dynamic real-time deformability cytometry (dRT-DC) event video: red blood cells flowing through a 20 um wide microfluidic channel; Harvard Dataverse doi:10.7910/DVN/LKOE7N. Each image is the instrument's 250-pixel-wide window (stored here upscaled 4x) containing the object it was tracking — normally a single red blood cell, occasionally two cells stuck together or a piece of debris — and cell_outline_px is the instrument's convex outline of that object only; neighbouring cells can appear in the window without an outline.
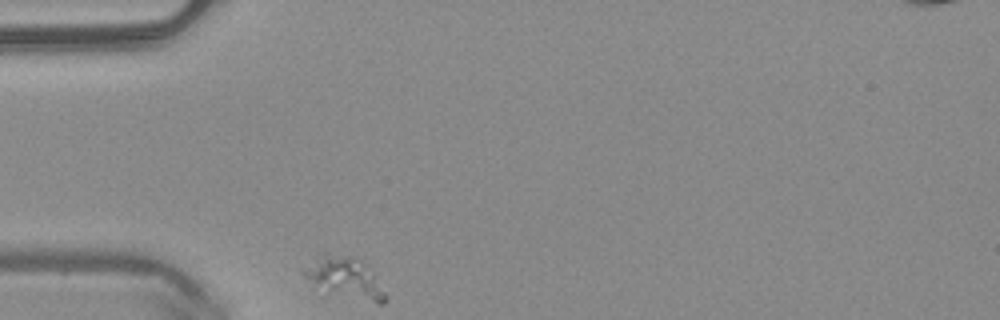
{"species": "common noctule bat (a hibernating species)", "species_latin": "Nyctalus noctula", "temperature_condition": "warm", "stored_images_in_passage": 30, "camera_frame_rate_fps": 3000, "um_per_image_px": 0.085, "animal": {"sex": "male", "body_mass_g": 20.4}, "frame": {"image": 1, "passage_image": 1, "time_ms": 0.0, "image_size_px": [1000, 320], "cell_outline_px": [[388, 296], [380, 304], [304, 276], [300, 272], [304, 268], [324, 252], [356, 256], [360, 260]], "centroid_in_image_um": [29.35, 23.44], "position_along_channel_um": 55.6, "area_um2": 16.7}}
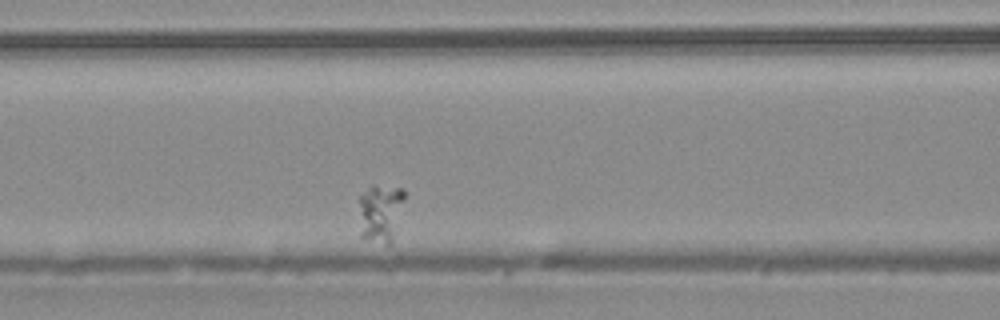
{"frame": {"image": 2, "passage_image": 9, "time_ms": 2.667, "image_size_px": [1000, 320], "cell_outline_px": [[404, 200], [392, 244], [388, 248], [360, 236], [360, 196], [372, 184], [404, 188]], "centroid_in_image_um": [32.36, 18.13], "position_along_channel_um": 134.2, "area_um2": 15.84}}
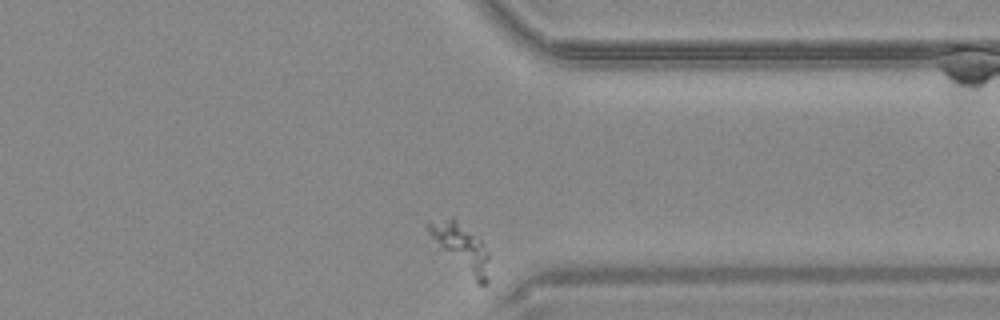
{"frame": {"image": 3, "passage_image": 30, "time_ms": 9.667, "image_size_px": [1000, 320], "cell_outline_px": [[488, 284], [476, 284], [440, 248], [428, 232], [428, 224], [452, 216], [480, 240], [488, 252]], "centroid_in_image_um": [39.25, 21.09], "position_along_channel_um": 372.2, "area_um2": 16.13}}